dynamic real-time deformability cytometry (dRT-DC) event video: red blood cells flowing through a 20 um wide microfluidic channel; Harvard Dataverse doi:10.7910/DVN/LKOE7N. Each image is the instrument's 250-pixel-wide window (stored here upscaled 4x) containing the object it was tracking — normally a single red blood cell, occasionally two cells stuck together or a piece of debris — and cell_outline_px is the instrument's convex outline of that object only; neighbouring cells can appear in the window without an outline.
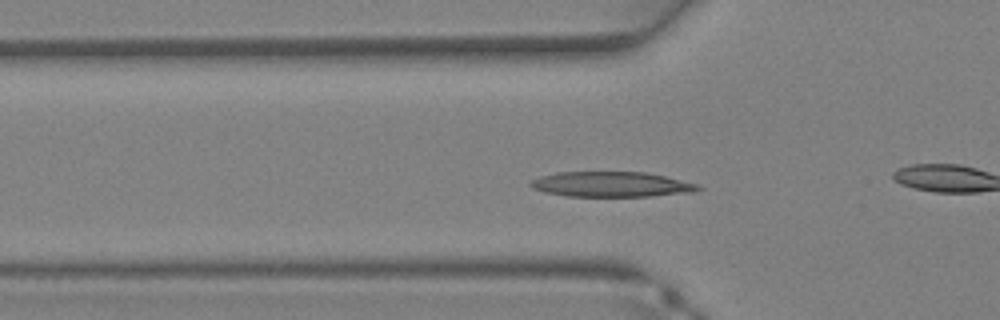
{"species": "Egyptian fruit bat (a non-hibernating species)", "species_latin": "Rousettus aegyptiacus", "temperature_condition": "warm", "stored_images_in_passage": 13, "camera_frame_rate_fps": 3000, "um_per_image_px": 0.085, "animal": {"sex": "female"}, "frame": {"image": 1, "passage_image": 9, "time_ms": 2.667, "image_size_px": [1000, 320], "cell_outline_px": [[704, 188], [692, 192], [652, 196], [568, 196], [544, 192], [532, 188], [528, 184], [532, 180], [540, 176], [556, 172], [644, 172], [664, 176], [700, 184]], "centroid_in_image_um": [51.97, 15.67], "position_along_channel_um": 73.8, "area_um2": 24.62}}
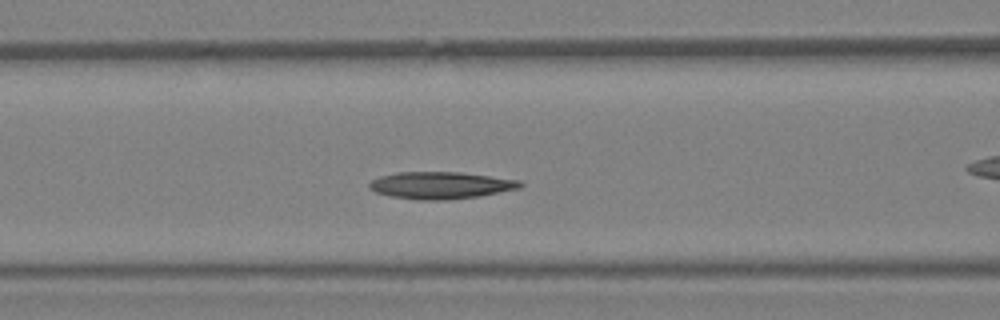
{"frame": {"image": 2, "passage_image": 12, "time_ms": 3.667, "image_size_px": [1000, 320], "cell_outline_px": [[524, 184], [520, 188], [480, 196], [444, 200], [420, 200], [388, 196], [376, 192], [368, 188], [368, 184], [372, 180], [380, 176], [396, 172], [460, 172], [520, 180]], "centroid_in_image_um": [37.44, 15.75], "position_along_channel_um": 129.2, "area_um2": 23.87}}